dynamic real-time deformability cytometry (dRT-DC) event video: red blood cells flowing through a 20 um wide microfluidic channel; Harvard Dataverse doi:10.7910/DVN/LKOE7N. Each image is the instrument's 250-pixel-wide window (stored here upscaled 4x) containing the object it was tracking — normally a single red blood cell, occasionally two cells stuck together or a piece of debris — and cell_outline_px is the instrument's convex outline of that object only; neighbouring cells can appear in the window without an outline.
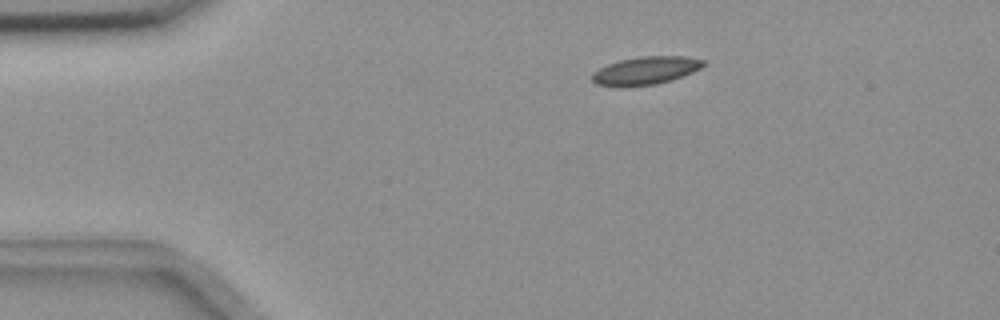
{"species": "common noctule bat (a hibernating species)", "species_latin": "Nyctalus noctula", "temperature_condition": "room temperature", "stored_images_in_passage": 32, "camera_frame_rate_fps": 3000, "um_per_image_px": 0.085, "animal": {"sex": "female", "body_mass_g": 18.4}, "frame": {"image": 1, "passage_image": 3, "time_ms": 0.667, "image_size_px": [1000, 320], "cell_outline_px": [[704, 64], [700, 68], [692, 72], [656, 84], [624, 88], [620, 88], [596, 84], [592, 80], [592, 72], [608, 64], [620, 60], [640, 56], [684, 56], [704, 60]], "centroid_in_image_um": [54.81, 6.01], "position_along_channel_um": 30.2, "area_um2": 18.15}}
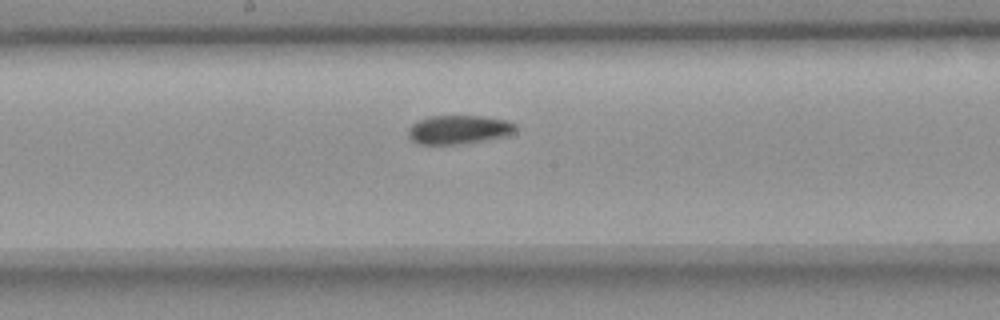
{"frame": {"image": 2, "passage_image": 22, "time_ms": 7.0, "image_size_px": [1000, 320], "cell_outline_px": [[516, 132], [500, 136], [480, 140], [456, 144], [420, 144], [412, 140], [408, 136], [408, 128], [416, 120], [428, 116], [484, 116], [508, 120], [516, 124]], "centroid_in_image_um": [38.95, 10.99], "position_along_channel_um": 209.3, "area_um2": 17.86}}
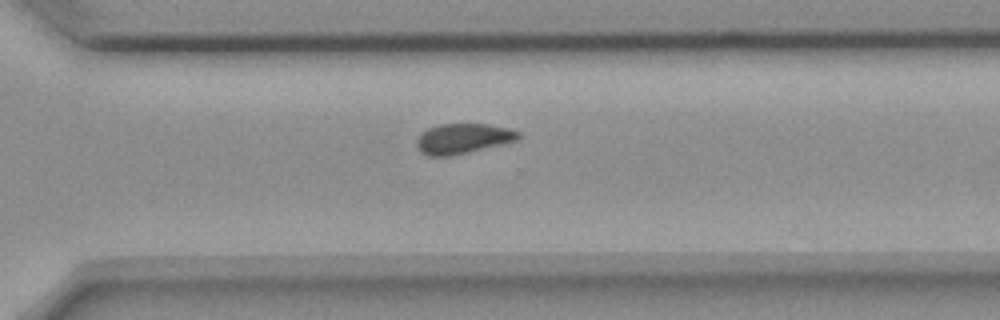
{"frame": {"image": 3, "passage_image": 32, "time_ms": 10.333, "image_size_px": [1000, 320], "cell_outline_px": [[520, 136], [516, 140], [452, 156], [428, 156], [420, 152], [416, 144], [416, 140], [428, 128], [440, 124], [488, 124], [508, 128], [520, 132]], "centroid_in_image_um": [39.32, 11.78], "position_along_channel_um": 331.3, "area_um2": 17.63}}